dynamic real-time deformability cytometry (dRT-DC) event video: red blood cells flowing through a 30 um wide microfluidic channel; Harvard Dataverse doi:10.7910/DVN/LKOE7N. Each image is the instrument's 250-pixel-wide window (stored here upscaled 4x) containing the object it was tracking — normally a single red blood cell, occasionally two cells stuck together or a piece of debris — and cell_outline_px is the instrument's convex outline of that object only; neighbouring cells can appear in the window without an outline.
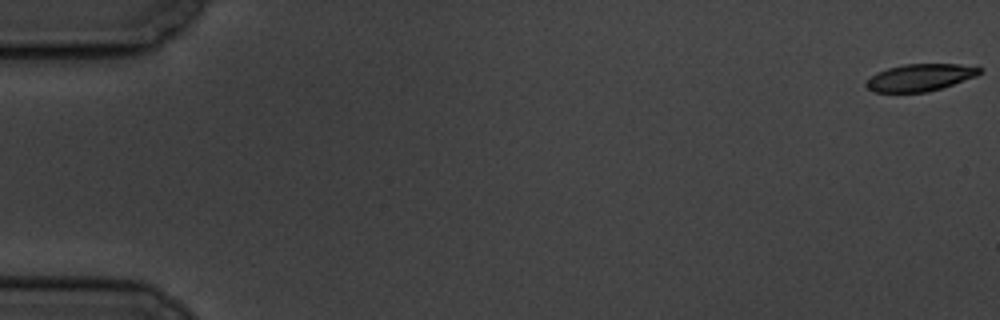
{"species": "common noctule bat (a hibernating species)", "species_latin": "Nyctalus noctula", "temperature_condition": "cold", "stored_images_in_passage": 7, "camera_frame_rate_fps": 3000, "um_per_image_px": 0.085, "animal": {"sex": "male", "body_mass_g": 19.5, "forearm_length_mm": 54.6}, "frame": {"image": 1, "passage_image": 1, "time_ms": 0.0, "image_size_px": [1000, 320], "cell_outline_px": [[984, 68], [976, 76], [928, 92], [872, 92], [864, 84], [876, 72], [888, 68], [904, 64], [960, 64]], "centroid_in_image_um": [78.19, 6.58], "position_along_channel_um": 6.8, "area_um2": 17.8}}
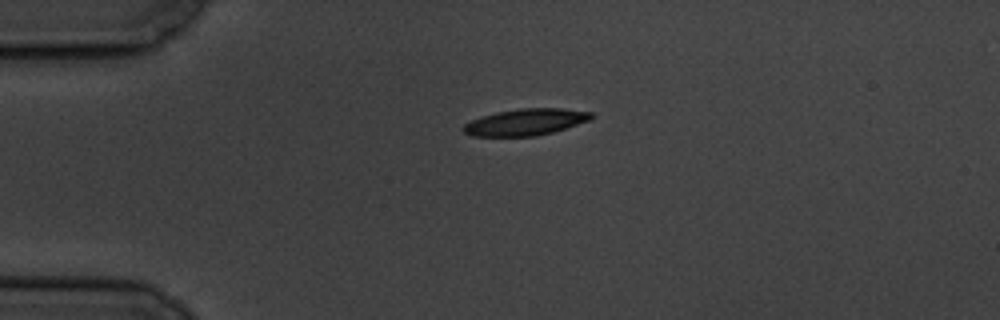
{"frame": {"image": 2, "passage_image": 5, "time_ms": 4.667, "image_size_px": [1000, 320], "cell_outline_px": [[596, 116], [588, 120], [552, 132], [536, 136], [472, 136], [464, 132], [460, 128], [464, 124], [480, 116], [496, 112], [520, 108], [560, 108], [592, 112]], "centroid_in_image_um": [44.63, 10.37], "position_along_channel_um": 40.4, "area_um2": 19.77}}
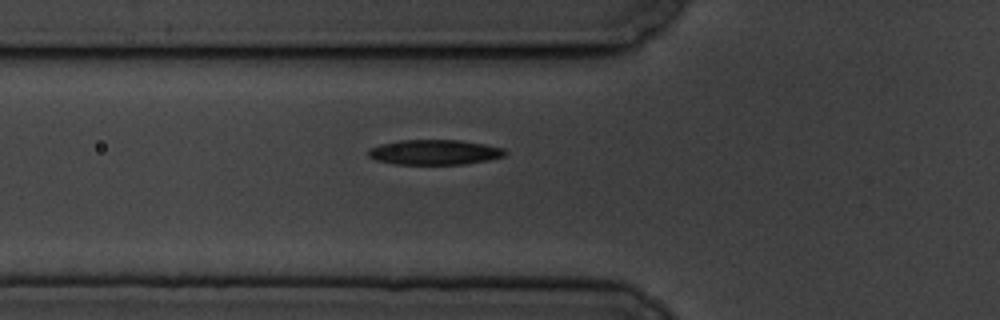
{"frame": {"image": 3, "passage_image": 7, "time_ms": 7.0, "image_size_px": [1000, 320], "cell_outline_px": [[508, 152], [504, 156], [488, 160], [464, 164], [396, 164], [376, 160], [368, 156], [368, 148], [380, 144], [400, 140], [460, 140], [484, 144], [504, 148]], "centroid_in_image_um": [36.93, 12.93], "position_along_channel_um": 88.9, "area_um2": 20.0}}